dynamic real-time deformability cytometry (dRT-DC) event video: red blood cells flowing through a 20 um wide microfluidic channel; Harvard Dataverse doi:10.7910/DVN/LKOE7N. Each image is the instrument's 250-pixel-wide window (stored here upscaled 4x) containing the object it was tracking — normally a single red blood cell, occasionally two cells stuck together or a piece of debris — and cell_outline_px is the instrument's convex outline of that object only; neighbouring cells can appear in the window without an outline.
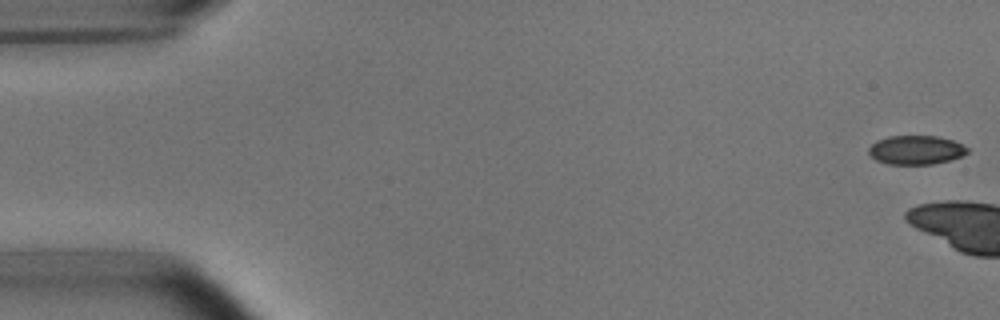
{"species": "common noctule bat (a hibernating species)", "species_latin": "Nyctalus noctula", "temperature_condition": "room temperature", "stored_images_in_passage": 5, "camera_frame_rate_fps": 3000, "um_per_image_px": 0.085, "animal": {"sex": "male", "body_mass_g": 15.6}, "frame": {"image": 1, "passage_image": 1, "time_ms": 0.0, "image_size_px": [1000, 320], "cell_outline_px": [[968, 152], [964, 156], [932, 164], [888, 164], [876, 160], [868, 152], [868, 148], [876, 140], [888, 136], [936, 136], [952, 140], [968, 148]], "centroid_in_image_um": [77.84, 12.74], "position_along_channel_um": 7.2, "area_um2": 16.59}}